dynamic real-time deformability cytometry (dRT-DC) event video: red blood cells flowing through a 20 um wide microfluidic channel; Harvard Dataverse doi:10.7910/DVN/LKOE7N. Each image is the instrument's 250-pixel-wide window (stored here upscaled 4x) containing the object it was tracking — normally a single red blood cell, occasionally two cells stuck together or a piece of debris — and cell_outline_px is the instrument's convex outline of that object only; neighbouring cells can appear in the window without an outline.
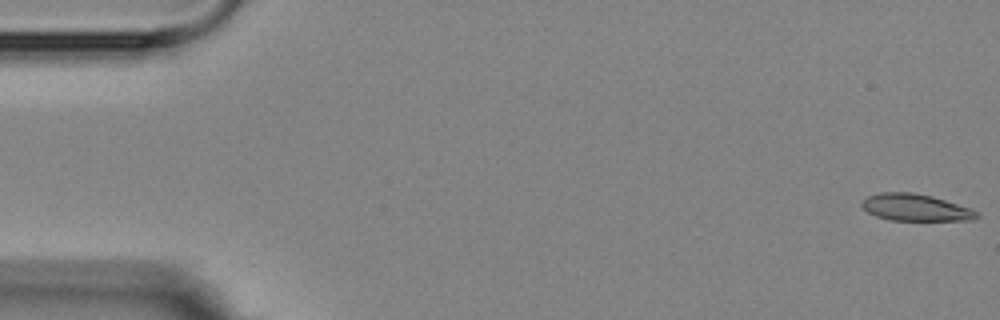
{"species": "Egyptian fruit bat (a non-hibernating species)", "species_latin": "Rousettus aegyptiacus", "temperature_condition": "room temperature", "stored_images_in_passage": 11, "camera_frame_rate_fps": 3000, "um_per_image_px": 0.085, "animal": {"sex": "female"}, "frame": {"image": 1, "passage_image": 1, "time_ms": 0.0, "image_size_px": [1000, 320], "cell_outline_px": [[980, 216], [972, 220], [888, 220], [876, 216], [868, 212], [860, 204], [868, 196], [880, 192], [912, 192], [932, 196], [972, 208], [980, 212]], "centroid_in_image_um": [77.86, 17.64], "position_along_channel_um": 7.1, "area_um2": 18.09}}
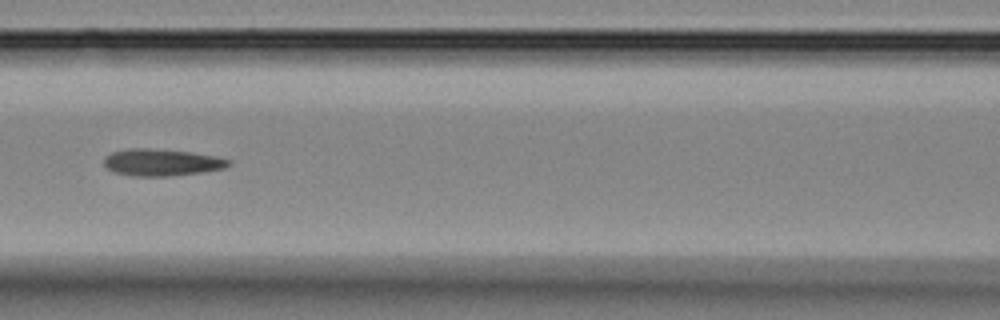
{"frame": {"image": 2, "passage_image": 7, "time_ms": 7.667, "image_size_px": [1000, 320], "cell_outline_px": [[232, 164], [224, 168], [200, 172], [168, 176], [132, 176], [116, 172], [108, 168], [104, 164], [104, 156], [112, 152], [128, 148], [148, 148], [192, 152], [216, 156], [232, 160]], "centroid_in_image_um": [13.75, 13.79], "position_along_channel_um": 152.8, "area_um2": 19.54}}
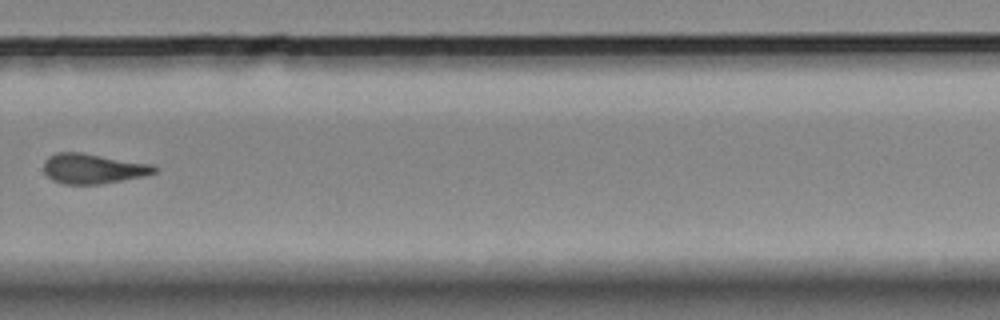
{"frame": {"image": 3, "passage_image": 11, "time_ms": 12.333, "image_size_px": [1000, 320], "cell_outline_px": [[156, 172], [144, 176], [96, 184], [64, 184], [52, 180], [44, 172], [44, 160], [48, 156], [56, 152], [80, 152], [152, 164], [156, 168]], "centroid_in_image_um": [7.86, 14.32], "position_along_channel_um": 321.9, "area_um2": 19.19}}